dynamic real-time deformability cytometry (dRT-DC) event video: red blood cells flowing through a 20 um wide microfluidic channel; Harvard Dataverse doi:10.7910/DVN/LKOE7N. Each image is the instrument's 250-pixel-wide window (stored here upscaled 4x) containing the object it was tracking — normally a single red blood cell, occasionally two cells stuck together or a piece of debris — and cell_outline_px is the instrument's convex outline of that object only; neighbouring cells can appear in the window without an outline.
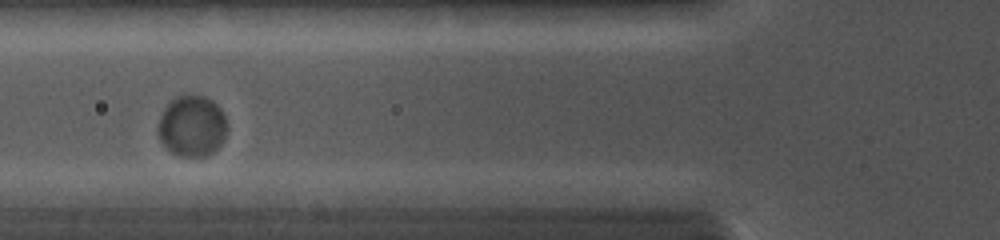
{"species": "common noctule bat (a hibernating species)", "species_latin": "Nyctalus noctula", "temperature_condition": "cold", "stored_images_in_passage": 7, "camera_frame_rate_fps": 5000, "um_per_image_px": 0.085, "animal": {"sex": "female", "body_mass_g": 19.0, "forearm_length_mm": 56.7}, "frame": {"image": 1, "passage_image": 4, "time_ms": 2.6, "image_size_px": [1000, 240], "cell_outline_px": [[228, 128], [220, 144], [212, 152], [204, 156], [180, 156], [172, 152], [160, 140], [156, 128], [160, 116], [164, 108], [176, 96], [184, 92], [204, 96], [212, 100], [220, 108], [228, 124]], "centroid_in_image_um": [16.31, 10.67], "position_along_channel_um": 109.5, "area_um2": 24.8}}
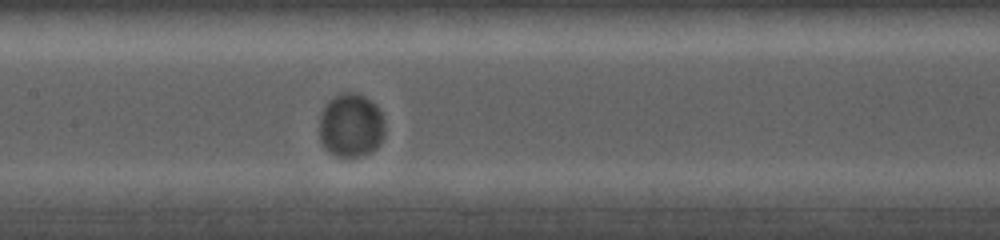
{"frame": {"image": 2, "passage_image": 6, "time_ms": 4.2, "image_size_px": [1000, 240], "cell_outline_px": [[384, 136], [376, 148], [360, 156], [336, 156], [328, 152], [320, 140], [320, 112], [328, 100], [340, 92], [356, 92], [364, 96], [376, 104], [384, 120]], "centroid_in_image_um": [29.82, 10.63], "position_along_channel_um": 177.6, "area_um2": 24.51}}
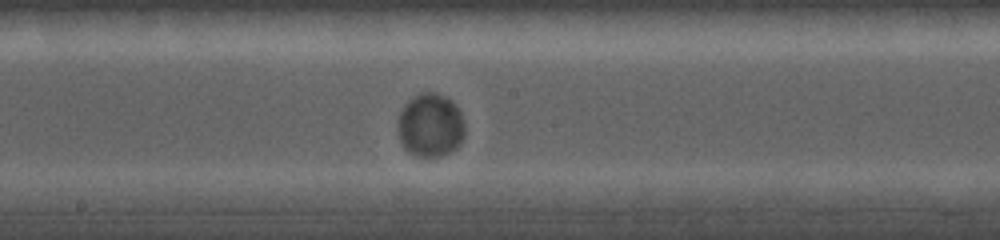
{"frame": {"image": 3, "passage_image": 7, "time_ms": 5.0, "image_size_px": [1000, 240], "cell_outline_px": [[464, 136], [460, 144], [456, 148], [440, 156], [420, 156], [404, 148], [400, 140], [400, 112], [404, 104], [408, 100], [420, 92], [436, 92], [452, 100], [456, 104], [460, 112], [464, 124]], "centroid_in_image_um": [36.62, 10.61], "position_along_channel_um": 211.6, "area_um2": 24.51}}